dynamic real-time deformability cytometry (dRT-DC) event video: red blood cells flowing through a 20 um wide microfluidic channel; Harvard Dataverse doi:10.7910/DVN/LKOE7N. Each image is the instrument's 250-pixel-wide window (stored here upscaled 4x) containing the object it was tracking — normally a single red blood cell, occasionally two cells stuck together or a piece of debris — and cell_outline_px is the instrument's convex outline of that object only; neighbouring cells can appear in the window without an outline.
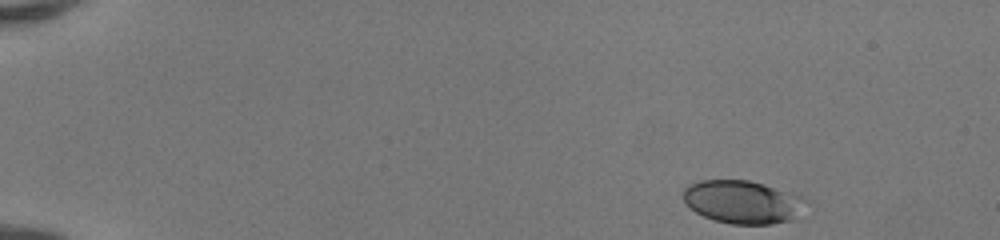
{"species": "human", "species_latin": "Homo sapiens", "temperature_condition": "room temperature", "stored_images_in_passage": 45, "camera_frame_rate_fps": 3000, "um_per_image_px": 0.085, "donor": {"sex": "female"}, "frame": {"image": 1, "passage_image": 1, "time_ms": 0.0, "image_size_px": [1000, 240], "cell_outline_px": [[812, 204], [792, 220], [772, 224], [732, 224], [716, 220], [704, 216], [696, 212], [684, 200], [684, 188], [688, 184], [700, 180], [748, 180], [764, 184], [804, 196], [812, 200]], "centroid_in_image_um": [63.25, 17.16], "position_along_channel_um": 21.8, "area_um2": 31.27}}
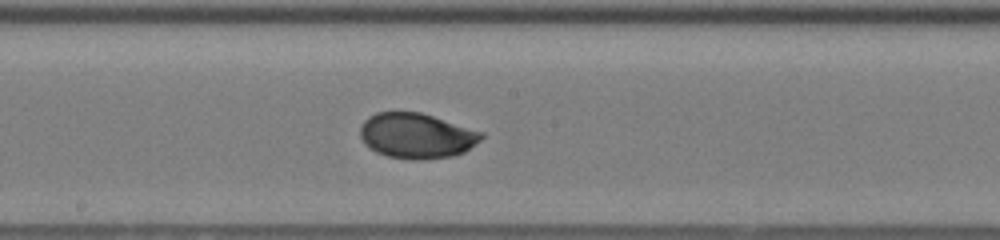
{"frame": {"image": 2, "passage_image": 24, "time_ms": 7.667, "image_size_px": [1000, 240], "cell_outline_px": [[484, 136], [480, 140], [464, 152], [452, 156], [420, 160], [416, 160], [388, 156], [376, 152], [364, 144], [360, 136], [360, 128], [364, 120], [368, 116], [376, 112], [420, 112], [484, 132]], "centroid_in_image_um": [35.39, 11.53], "position_along_channel_um": 212.8, "area_um2": 31.96}}
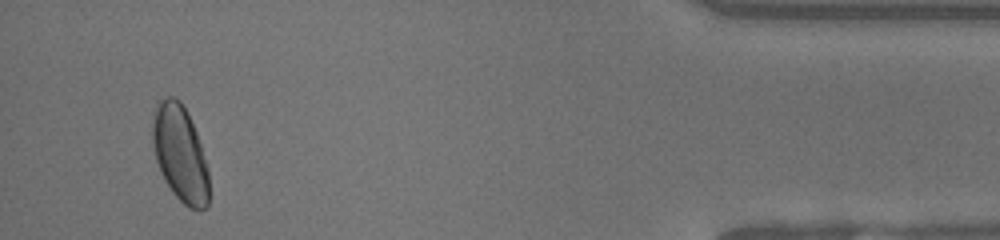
{"frame": {"image": 3, "passage_image": 43, "time_ms": 14.0, "image_size_px": [1000, 240], "cell_outline_px": [[208, 204], [204, 208], [188, 208], [172, 192], [164, 180], [160, 172], [156, 160], [152, 144], [152, 124], [156, 100], [168, 96], [172, 96], [180, 100], [196, 132], [208, 168]], "centroid_in_image_um": [15.27, 13.02], "position_along_channel_um": 419.9, "area_um2": 31.56}, "authors_computed_cell_mechanics": {"area_um2": 31.1542, "velocity_mm_per_s": 4.1692, "shape_relaxation_time_tau1_ms": 3.7562, "shape_relaxation_time_tau2_ms": null, "deformation_change_tau1": 0.1372, "deformation_change_tau2": null}}